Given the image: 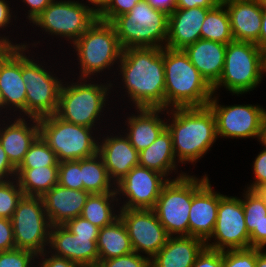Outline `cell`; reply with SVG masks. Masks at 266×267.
Wrapping results in <instances>:
<instances>
[{"label":"cell","mask_w":266,"mask_h":267,"mask_svg":"<svg viewBox=\"0 0 266 267\" xmlns=\"http://www.w3.org/2000/svg\"><path fill=\"white\" fill-rule=\"evenodd\" d=\"M242 205L250 247L261 249V223L266 216V197L261 190L245 189Z\"/></svg>","instance_id":"1f68e13d"},{"label":"cell","mask_w":266,"mask_h":267,"mask_svg":"<svg viewBox=\"0 0 266 267\" xmlns=\"http://www.w3.org/2000/svg\"><path fill=\"white\" fill-rule=\"evenodd\" d=\"M222 267H256V248L222 251Z\"/></svg>","instance_id":"74e56055"},{"label":"cell","mask_w":266,"mask_h":267,"mask_svg":"<svg viewBox=\"0 0 266 267\" xmlns=\"http://www.w3.org/2000/svg\"><path fill=\"white\" fill-rule=\"evenodd\" d=\"M201 39L224 44L234 41L229 14L223 3H218L207 12L201 26Z\"/></svg>","instance_id":"836d02e7"},{"label":"cell","mask_w":266,"mask_h":267,"mask_svg":"<svg viewBox=\"0 0 266 267\" xmlns=\"http://www.w3.org/2000/svg\"><path fill=\"white\" fill-rule=\"evenodd\" d=\"M262 144V146L266 147V115L263 121V126H262V133H261V138L260 141H258Z\"/></svg>","instance_id":"6f0895ef"},{"label":"cell","mask_w":266,"mask_h":267,"mask_svg":"<svg viewBox=\"0 0 266 267\" xmlns=\"http://www.w3.org/2000/svg\"><path fill=\"white\" fill-rule=\"evenodd\" d=\"M16 248L34 252L47 250L51 224L40 196L23 195L11 218Z\"/></svg>","instance_id":"7c38bea8"},{"label":"cell","mask_w":266,"mask_h":267,"mask_svg":"<svg viewBox=\"0 0 266 267\" xmlns=\"http://www.w3.org/2000/svg\"><path fill=\"white\" fill-rule=\"evenodd\" d=\"M59 166L16 168V180L26 196L42 197L58 184Z\"/></svg>","instance_id":"4dcf8cb0"},{"label":"cell","mask_w":266,"mask_h":267,"mask_svg":"<svg viewBox=\"0 0 266 267\" xmlns=\"http://www.w3.org/2000/svg\"><path fill=\"white\" fill-rule=\"evenodd\" d=\"M0 90L4 101V113L17 111L26 116V89L22 79V47L0 50ZM24 114V115H23Z\"/></svg>","instance_id":"e0dca14e"},{"label":"cell","mask_w":266,"mask_h":267,"mask_svg":"<svg viewBox=\"0 0 266 267\" xmlns=\"http://www.w3.org/2000/svg\"><path fill=\"white\" fill-rule=\"evenodd\" d=\"M212 238L214 242H211ZM205 245L218 251L250 248V234L239 197L219 193L216 224Z\"/></svg>","instance_id":"5bb4252c"},{"label":"cell","mask_w":266,"mask_h":267,"mask_svg":"<svg viewBox=\"0 0 266 267\" xmlns=\"http://www.w3.org/2000/svg\"><path fill=\"white\" fill-rule=\"evenodd\" d=\"M16 248L10 219L0 218V252Z\"/></svg>","instance_id":"7dc6e473"},{"label":"cell","mask_w":266,"mask_h":267,"mask_svg":"<svg viewBox=\"0 0 266 267\" xmlns=\"http://www.w3.org/2000/svg\"><path fill=\"white\" fill-rule=\"evenodd\" d=\"M119 217L126 226L133 252L152 259L166 244L169 235L153 209L120 208Z\"/></svg>","instance_id":"2e32d148"},{"label":"cell","mask_w":266,"mask_h":267,"mask_svg":"<svg viewBox=\"0 0 266 267\" xmlns=\"http://www.w3.org/2000/svg\"><path fill=\"white\" fill-rule=\"evenodd\" d=\"M208 179L192 196L189 211V236L206 242L212 235L219 205V192Z\"/></svg>","instance_id":"44dd1931"},{"label":"cell","mask_w":266,"mask_h":267,"mask_svg":"<svg viewBox=\"0 0 266 267\" xmlns=\"http://www.w3.org/2000/svg\"><path fill=\"white\" fill-rule=\"evenodd\" d=\"M260 1H261L262 6L266 7V0H260Z\"/></svg>","instance_id":"91938a15"},{"label":"cell","mask_w":266,"mask_h":267,"mask_svg":"<svg viewBox=\"0 0 266 267\" xmlns=\"http://www.w3.org/2000/svg\"><path fill=\"white\" fill-rule=\"evenodd\" d=\"M176 8H214L219 2V0H175Z\"/></svg>","instance_id":"f907efd6"},{"label":"cell","mask_w":266,"mask_h":267,"mask_svg":"<svg viewBox=\"0 0 266 267\" xmlns=\"http://www.w3.org/2000/svg\"><path fill=\"white\" fill-rule=\"evenodd\" d=\"M166 128L171 133L173 151L179 163H197L214 145L216 119L209 106L166 110ZM171 115V116H170Z\"/></svg>","instance_id":"7a4b0ae2"},{"label":"cell","mask_w":266,"mask_h":267,"mask_svg":"<svg viewBox=\"0 0 266 267\" xmlns=\"http://www.w3.org/2000/svg\"><path fill=\"white\" fill-rule=\"evenodd\" d=\"M39 135L56 154L59 162L92 157L98 153L99 137L94 128L76 125L56 114L38 119Z\"/></svg>","instance_id":"9c48e42d"},{"label":"cell","mask_w":266,"mask_h":267,"mask_svg":"<svg viewBox=\"0 0 266 267\" xmlns=\"http://www.w3.org/2000/svg\"><path fill=\"white\" fill-rule=\"evenodd\" d=\"M36 261L38 262V267H80L78 264L64 257H59L52 253L50 254L49 250H45L43 253L38 254Z\"/></svg>","instance_id":"bcb514c9"},{"label":"cell","mask_w":266,"mask_h":267,"mask_svg":"<svg viewBox=\"0 0 266 267\" xmlns=\"http://www.w3.org/2000/svg\"><path fill=\"white\" fill-rule=\"evenodd\" d=\"M165 109L208 106L212 87L184 50L163 48Z\"/></svg>","instance_id":"3957f363"},{"label":"cell","mask_w":266,"mask_h":267,"mask_svg":"<svg viewBox=\"0 0 266 267\" xmlns=\"http://www.w3.org/2000/svg\"><path fill=\"white\" fill-rule=\"evenodd\" d=\"M213 94L208 106L215 115L218 138H257L260 141L266 109L259 104H219Z\"/></svg>","instance_id":"4fadbf2b"},{"label":"cell","mask_w":266,"mask_h":267,"mask_svg":"<svg viewBox=\"0 0 266 267\" xmlns=\"http://www.w3.org/2000/svg\"><path fill=\"white\" fill-rule=\"evenodd\" d=\"M112 134V135H111ZM99 137L98 154L102 157L110 180L116 185L133 167L139 165V152L125 134L110 133Z\"/></svg>","instance_id":"d6986e66"},{"label":"cell","mask_w":266,"mask_h":267,"mask_svg":"<svg viewBox=\"0 0 266 267\" xmlns=\"http://www.w3.org/2000/svg\"><path fill=\"white\" fill-rule=\"evenodd\" d=\"M177 163L179 162L173 151L172 136L167 128L151 145L139 152V166L160 172L169 180H172L171 173H178Z\"/></svg>","instance_id":"83f0119b"},{"label":"cell","mask_w":266,"mask_h":267,"mask_svg":"<svg viewBox=\"0 0 266 267\" xmlns=\"http://www.w3.org/2000/svg\"><path fill=\"white\" fill-rule=\"evenodd\" d=\"M117 197L116 192L90 194L80 216L98 228L110 225L119 218L120 208L117 207L119 205Z\"/></svg>","instance_id":"f546056e"},{"label":"cell","mask_w":266,"mask_h":267,"mask_svg":"<svg viewBox=\"0 0 266 267\" xmlns=\"http://www.w3.org/2000/svg\"><path fill=\"white\" fill-rule=\"evenodd\" d=\"M111 24L123 49L164 48L167 43L169 14L153 8L146 0H139Z\"/></svg>","instance_id":"277c9868"},{"label":"cell","mask_w":266,"mask_h":267,"mask_svg":"<svg viewBox=\"0 0 266 267\" xmlns=\"http://www.w3.org/2000/svg\"><path fill=\"white\" fill-rule=\"evenodd\" d=\"M83 190L92 193L116 192L115 184L110 180L102 157L96 155L81 159Z\"/></svg>","instance_id":"d6a6232c"},{"label":"cell","mask_w":266,"mask_h":267,"mask_svg":"<svg viewBox=\"0 0 266 267\" xmlns=\"http://www.w3.org/2000/svg\"><path fill=\"white\" fill-rule=\"evenodd\" d=\"M59 166L56 154L39 135L29 147L23 161L17 168Z\"/></svg>","instance_id":"e575fe53"},{"label":"cell","mask_w":266,"mask_h":267,"mask_svg":"<svg viewBox=\"0 0 266 267\" xmlns=\"http://www.w3.org/2000/svg\"><path fill=\"white\" fill-rule=\"evenodd\" d=\"M58 184L65 188L83 190L81 159L59 162Z\"/></svg>","instance_id":"8d00e7d4"},{"label":"cell","mask_w":266,"mask_h":267,"mask_svg":"<svg viewBox=\"0 0 266 267\" xmlns=\"http://www.w3.org/2000/svg\"><path fill=\"white\" fill-rule=\"evenodd\" d=\"M136 114L128 116L124 124L127 128L121 133L125 134L131 145L138 151H142L151 145L166 129V118L163 120L165 108H135ZM160 114V115H159Z\"/></svg>","instance_id":"d4e9b609"},{"label":"cell","mask_w":266,"mask_h":267,"mask_svg":"<svg viewBox=\"0 0 266 267\" xmlns=\"http://www.w3.org/2000/svg\"><path fill=\"white\" fill-rule=\"evenodd\" d=\"M98 236H77L63 225L50 228L49 252L64 257L80 267H97L99 254L97 250Z\"/></svg>","instance_id":"ac0fdd59"},{"label":"cell","mask_w":266,"mask_h":267,"mask_svg":"<svg viewBox=\"0 0 266 267\" xmlns=\"http://www.w3.org/2000/svg\"><path fill=\"white\" fill-rule=\"evenodd\" d=\"M254 181L247 186L250 190H262L266 188V147L255 157L253 161Z\"/></svg>","instance_id":"7bdbcfd3"},{"label":"cell","mask_w":266,"mask_h":267,"mask_svg":"<svg viewBox=\"0 0 266 267\" xmlns=\"http://www.w3.org/2000/svg\"><path fill=\"white\" fill-rule=\"evenodd\" d=\"M78 80L62 84L56 115L67 122L95 129L102 121L100 117L104 115L113 84Z\"/></svg>","instance_id":"8992f818"},{"label":"cell","mask_w":266,"mask_h":267,"mask_svg":"<svg viewBox=\"0 0 266 267\" xmlns=\"http://www.w3.org/2000/svg\"><path fill=\"white\" fill-rule=\"evenodd\" d=\"M23 44L22 79L26 89V118L40 119L56 114L60 91L65 78L62 80L46 70L47 68L42 66V62L40 64L39 60L33 58L34 55L31 57L28 53V48H30L28 45L30 44Z\"/></svg>","instance_id":"30bf717a"},{"label":"cell","mask_w":266,"mask_h":267,"mask_svg":"<svg viewBox=\"0 0 266 267\" xmlns=\"http://www.w3.org/2000/svg\"><path fill=\"white\" fill-rule=\"evenodd\" d=\"M63 226L77 236H98L100 229L81 216L67 221Z\"/></svg>","instance_id":"ee69618b"},{"label":"cell","mask_w":266,"mask_h":267,"mask_svg":"<svg viewBox=\"0 0 266 267\" xmlns=\"http://www.w3.org/2000/svg\"><path fill=\"white\" fill-rule=\"evenodd\" d=\"M212 8H176L169 14L168 37L165 47L184 50L201 39V26Z\"/></svg>","instance_id":"7402d4cb"},{"label":"cell","mask_w":266,"mask_h":267,"mask_svg":"<svg viewBox=\"0 0 266 267\" xmlns=\"http://www.w3.org/2000/svg\"><path fill=\"white\" fill-rule=\"evenodd\" d=\"M72 45L80 65L77 79H94L91 76L113 69L123 52L114 26L98 18Z\"/></svg>","instance_id":"52a82bcc"},{"label":"cell","mask_w":266,"mask_h":267,"mask_svg":"<svg viewBox=\"0 0 266 267\" xmlns=\"http://www.w3.org/2000/svg\"><path fill=\"white\" fill-rule=\"evenodd\" d=\"M259 47L266 51V7L262 6L261 32L259 36Z\"/></svg>","instance_id":"db71d44e"},{"label":"cell","mask_w":266,"mask_h":267,"mask_svg":"<svg viewBox=\"0 0 266 267\" xmlns=\"http://www.w3.org/2000/svg\"><path fill=\"white\" fill-rule=\"evenodd\" d=\"M53 0H22L29 7L27 18L31 24L33 20L39 16Z\"/></svg>","instance_id":"681fc988"},{"label":"cell","mask_w":266,"mask_h":267,"mask_svg":"<svg viewBox=\"0 0 266 267\" xmlns=\"http://www.w3.org/2000/svg\"><path fill=\"white\" fill-rule=\"evenodd\" d=\"M14 178H16V168L8 160L6 152L0 144V181Z\"/></svg>","instance_id":"c3c4849f"},{"label":"cell","mask_w":266,"mask_h":267,"mask_svg":"<svg viewBox=\"0 0 266 267\" xmlns=\"http://www.w3.org/2000/svg\"><path fill=\"white\" fill-rule=\"evenodd\" d=\"M266 247V216L261 223V249Z\"/></svg>","instance_id":"9f6ffc18"},{"label":"cell","mask_w":266,"mask_h":267,"mask_svg":"<svg viewBox=\"0 0 266 267\" xmlns=\"http://www.w3.org/2000/svg\"><path fill=\"white\" fill-rule=\"evenodd\" d=\"M261 191L263 192V194H264L265 197H266V188H263Z\"/></svg>","instance_id":"94428289"},{"label":"cell","mask_w":266,"mask_h":267,"mask_svg":"<svg viewBox=\"0 0 266 267\" xmlns=\"http://www.w3.org/2000/svg\"><path fill=\"white\" fill-rule=\"evenodd\" d=\"M225 5L235 41L252 42L259 46L262 22L260 0H228Z\"/></svg>","instance_id":"603a6c76"},{"label":"cell","mask_w":266,"mask_h":267,"mask_svg":"<svg viewBox=\"0 0 266 267\" xmlns=\"http://www.w3.org/2000/svg\"><path fill=\"white\" fill-rule=\"evenodd\" d=\"M8 1L0 0V30H5L6 27H9L8 25H12V18L13 20H16L17 15L15 16L13 10H11L10 5L7 3ZM12 13L14 15H12ZM14 16V17H13ZM5 28V29H4ZM0 46L2 48H18L23 47L24 44L22 43H15L12 42L9 38V36H2L0 35Z\"/></svg>","instance_id":"60d3db41"},{"label":"cell","mask_w":266,"mask_h":267,"mask_svg":"<svg viewBox=\"0 0 266 267\" xmlns=\"http://www.w3.org/2000/svg\"><path fill=\"white\" fill-rule=\"evenodd\" d=\"M227 44L199 39L184 52L201 76L213 87L220 79L225 62Z\"/></svg>","instance_id":"484cf974"},{"label":"cell","mask_w":266,"mask_h":267,"mask_svg":"<svg viewBox=\"0 0 266 267\" xmlns=\"http://www.w3.org/2000/svg\"><path fill=\"white\" fill-rule=\"evenodd\" d=\"M225 1H228V0H219L220 3H223V2H225Z\"/></svg>","instance_id":"6125c7cd"},{"label":"cell","mask_w":266,"mask_h":267,"mask_svg":"<svg viewBox=\"0 0 266 267\" xmlns=\"http://www.w3.org/2000/svg\"><path fill=\"white\" fill-rule=\"evenodd\" d=\"M180 172L162 188L153 208L169 236H189V211L193 194L209 179Z\"/></svg>","instance_id":"ba28073f"},{"label":"cell","mask_w":266,"mask_h":267,"mask_svg":"<svg viewBox=\"0 0 266 267\" xmlns=\"http://www.w3.org/2000/svg\"><path fill=\"white\" fill-rule=\"evenodd\" d=\"M205 247V242L194 236H169L151 259V267H192Z\"/></svg>","instance_id":"4316f807"},{"label":"cell","mask_w":266,"mask_h":267,"mask_svg":"<svg viewBox=\"0 0 266 267\" xmlns=\"http://www.w3.org/2000/svg\"><path fill=\"white\" fill-rule=\"evenodd\" d=\"M97 267H151V259L144 254L132 252L124 256L101 260Z\"/></svg>","instance_id":"ab89813d"},{"label":"cell","mask_w":266,"mask_h":267,"mask_svg":"<svg viewBox=\"0 0 266 267\" xmlns=\"http://www.w3.org/2000/svg\"><path fill=\"white\" fill-rule=\"evenodd\" d=\"M15 117L13 118L15 120L8 118L7 122L5 121L7 119H0V144L6 152L8 160L17 168L31 144L39 136V124L36 118ZM26 119H29L28 122Z\"/></svg>","instance_id":"ffe728a7"},{"label":"cell","mask_w":266,"mask_h":267,"mask_svg":"<svg viewBox=\"0 0 266 267\" xmlns=\"http://www.w3.org/2000/svg\"><path fill=\"white\" fill-rule=\"evenodd\" d=\"M97 250L99 262L133 252L126 226L120 217L110 225L99 229Z\"/></svg>","instance_id":"f1b7e54d"},{"label":"cell","mask_w":266,"mask_h":267,"mask_svg":"<svg viewBox=\"0 0 266 267\" xmlns=\"http://www.w3.org/2000/svg\"><path fill=\"white\" fill-rule=\"evenodd\" d=\"M153 8L170 14L176 9L175 0H146Z\"/></svg>","instance_id":"816d5d0a"},{"label":"cell","mask_w":266,"mask_h":267,"mask_svg":"<svg viewBox=\"0 0 266 267\" xmlns=\"http://www.w3.org/2000/svg\"><path fill=\"white\" fill-rule=\"evenodd\" d=\"M266 74L265 51L252 42L232 41L227 44L224 69L219 81L212 87L225 88L232 95L253 91Z\"/></svg>","instance_id":"5b68a950"},{"label":"cell","mask_w":266,"mask_h":267,"mask_svg":"<svg viewBox=\"0 0 266 267\" xmlns=\"http://www.w3.org/2000/svg\"><path fill=\"white\" fill-rule=\"evenodd\" d=\"M4 111V101H3V96H2V92L0 90V113ZM0 117H2V114H0Z\"/></svg>","instance_id":"680465c9"},{"label":"cell","mask_w":266,"mask_h":267,"mask_svg":"<svg viewBox=\"0 0 266 267\" xmlns=\"http://www.w3.org/2000/svg\"><path fill=\"white\" fill-rule=\"evenodd\" d=\"M139 0H111L108 7L98 16V19L111 23L116 17L129 12Z\"/></svg>","instance_id":"b9f144b4"},{"label":"cell","mask_w":266,"mask_h":267,"mask_svg":"<svg viewBox=\"0 0 266 267\" xmlns=\"http://www.w3.org/2000/svg\"><path fill=\"white\" fill-rule=\"evenodd\" d=\"M118 67L134 108H165L163 48L123 49Z\"/></svg>","instance_id":"6da1fadb"},{"label":"cell","mask_w":266,"mask_h":267,"mask_svg":"<svg viewBox=\"0 0 266 267\" xmlns=\"http://www.w3.org/2000/svg\"><path fill=\"white\" fill-rule=\"evenodd\" d=\"M86 5L97 15L99 16L110 4L111 0H87ZM92 5V6H90Z\"/></svg>","instance_id":"f5cc1de1"},{"label":"cell","mask_w":266,"mask_h":267,"mask_svg":"<svg viewBox=\"0 0 266 267\" xmlns=\"http://www.w3.org/2000/svg\"><path fill=\"white\" fill-rule=\"evenodd\" d=\"M168 181L169 179L160 172L139 165L133 167L115 185L116 194L119 196L118 201L121 202L123 198V202L119 203L118 207L153 209L162 188Z\"/></svg>","instance_id":"9a60e30c"},{"label":"cell","mask_w":266,"mask_h":267,"mask_svg":"<svg viewBox=\"0 0 266 267\" xmlns=\"http://www.w3.org/2000/svg\"><path fill=\"white\" fill-rule=\"evenodd\" d=\"M98 16L86 5L72 0H53L37 16L32 26L40 27L46 34L62 37L73 44L95 22ZM70 41V42H69Z\"/></svg>","instance_id":"8fae6325"},{"label":"cell","mask_w":266,"mask_h":267,"mask_svg":"<svg viewBox=\"0 0 266 267\" xmlns=\"http://www.w3.org/2000/svg\"><path fill=\"white\" fill-rule=\"evenodd\" d=\"M89 195L86 190L65 188L59 184L47 191L42 200L51 226L64 225L80 216Z\"/></svg>","instance_id":"cb8c5ba5"},{"label":"cell","mask_w":266,"mask_h":267,"mask_svg":"<svg viewBox=\"0 0 266 267\" xmlns=\"http://www.w3.org/2000/svg\"><path fill=\"white\" fill-rule=\"evenodd\" d=\"M256 267H266V250L256 248Z\"/></svg>","instance_id":"11a10c76"},{"label":"cell","mask_w":266,"mask_h":267,"mask_svg":"<svg viewBox=\"0 0 266 267\" xmlns=\"http://www.w3.org/2000/svg\"><path fill=\"white\" fill-rule=\"evenodd\" d=\"M192 267H222V251L205 247Z\"/></svg>","instance_id":"f6af8a7d"},{"label":"cell","mask_w":266,"mask_h":267,"mask_svg":"<svg viewBox=\"0 0 266 267\" xmlns=\"http://www.w3.org/2000/svg\"><path fill=\"white\" fill-rule=\"evenodd\" d=\"M23 195L16 178L0 181V218L11 220L17 204Z\"/></svg>","instance_id":"d590c367"},{"label":"cell","mask_w":266,"mask_h":267,"mask_svg":"<svg viewBox=\"0 0 266 267\" xmlns=\"http://www.w3.org/2000/svg\"><path fill=\"white\" fill-rule=\"evenodd\" d=\"M37 255L29 250L14 248L0 252V267H32Z\"/></svg>","instance_id":"f35d334b"}]
</instances>
